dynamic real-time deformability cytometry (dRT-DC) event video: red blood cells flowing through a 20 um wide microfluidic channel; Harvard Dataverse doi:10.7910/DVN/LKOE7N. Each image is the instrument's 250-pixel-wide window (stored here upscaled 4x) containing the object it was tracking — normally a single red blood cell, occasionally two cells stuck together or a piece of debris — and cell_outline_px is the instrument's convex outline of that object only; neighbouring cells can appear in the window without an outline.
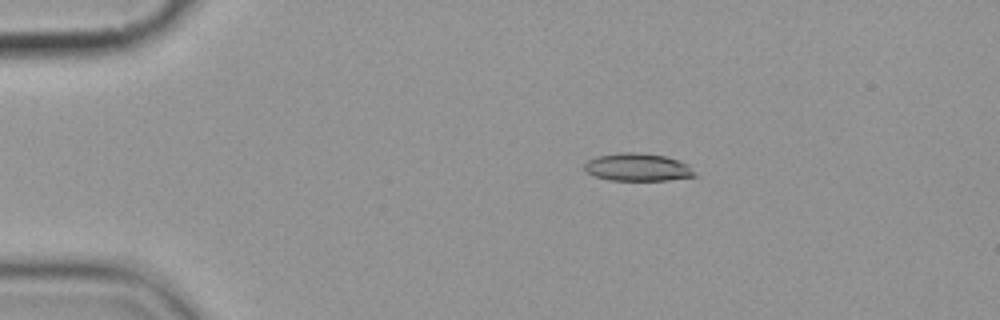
{"species": "common noctule bat (a hibernating species)", "species_latin": "Nyctalus noctula", "temperature_condition": "cold", "stored_images_in_passage": 7, "camera_frame_rate_fps": 3000, "um_per_image_px": 0.085, "animal": {"sex": "female", "body_mass_g": 19.9}, "frame": {"image": 1, "passage_image": 4, "time_ms": 3.333, "image_size_px": [1000, 320], "cell_outline_px": [[700, 176], [668, 180], [608, 180], [584, 172], [584, 164], [588, 160], [596, 156], [620, 152], [636, 152], [664, 156], [688, 164]], "centroid_in_image_um": [54.2, 14.22], "position_along_channel_um": 30.8, "area_um2": 17.98}}
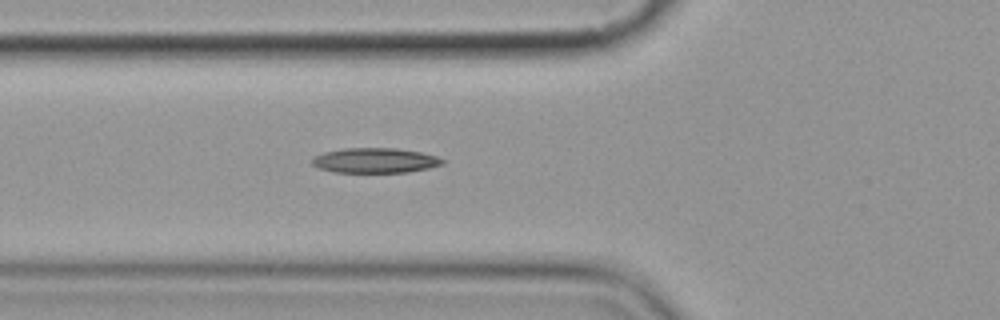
{"frame": {"image": 2, "passage_image": 7, "time_ms": 6.667, "image_size_px": [1000, 320], "cell_outline_px": [[444, 164], [428, 168], [408, 172], [332, 172], [320, 168], [312, 164], [312, 156], [324, 152], [344, 148], [396, 148], [420, 152], [436, 156], [444, 160]], "centroid_in_image_um": [31.86, 13.63], "position_along_channel_um": 93.9, "area_um2": 18.96}}